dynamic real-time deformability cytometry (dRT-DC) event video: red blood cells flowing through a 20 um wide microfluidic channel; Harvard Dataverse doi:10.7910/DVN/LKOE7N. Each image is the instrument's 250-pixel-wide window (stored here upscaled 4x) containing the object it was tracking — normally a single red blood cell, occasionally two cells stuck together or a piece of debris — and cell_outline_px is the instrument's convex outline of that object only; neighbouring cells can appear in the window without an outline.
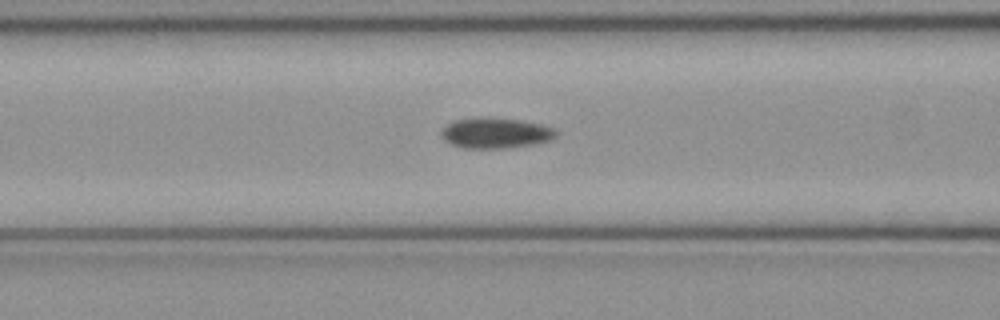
{"species": "common noctule bat (a hibernating species)", "species_latin": "Nyctalus noctula", "temperature_condition": "cold", "stored_images_in_passage": 51, "camera_frame_rate_fps": 3000, "um_per_image_px": 0.085, "animal": {"sex": "female", "body_mass_g": 21.9}, "frame": {"image": 1, "passage_image": 20, "time_ms": 6.333, "image_size_px": [1000, 320], "cell_outline_px": [[556, 136], [552, 140], [536, 144], [504, 148], [464, 148], [448, 144], [440, 136], [440, 132], [448, 124], [456, 120], [520, 120], [540, 124], [556, 128]], "centroid_in_image_um": [42.16, 11.36], "position_along_channel_um": 124.4, "area_um2": 19.77}}
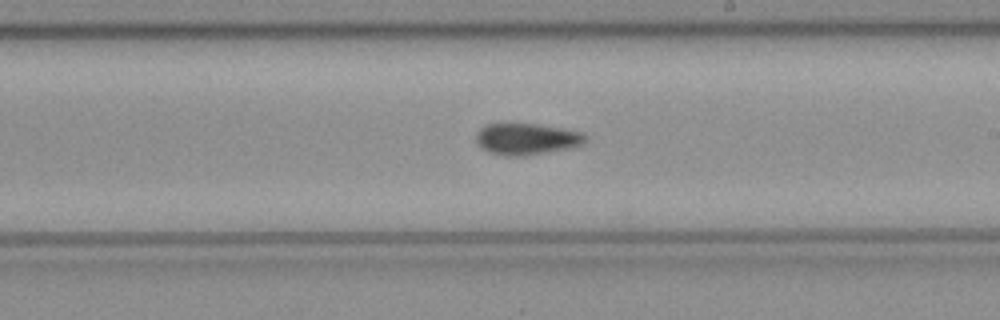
{"frame": {"image": 2, "passage_image": 29, "time_ms": 9.333, "image_size_px": [1000, 320], "cell_outline_px": [[588, 140], [584, 144], [572, 148], [524, 156], [504, 156], [488, 152], [480, 148], [476, 144], [476, 132], [480, 128], [488, 124], [540, 124], [584, 132], [588, 136]], "centroid_in_image_um": [44.8, 11.82], "position_along_channel_um": 244.2, "area_um2": 20.52}}
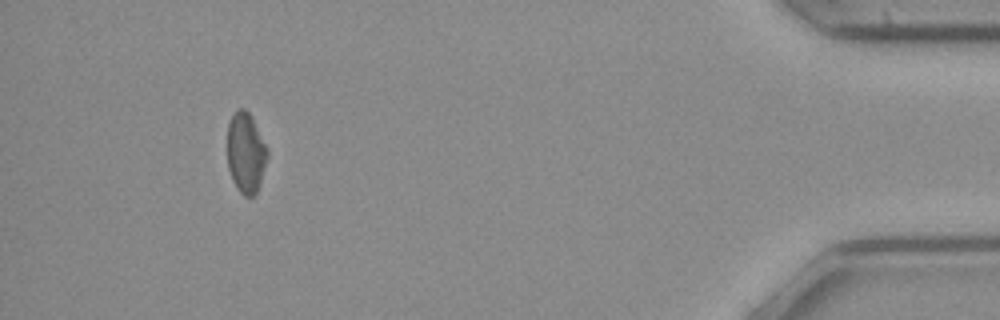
{"frame": {"image": 3, "passage_image": 47, "time_ms": 15.333, "image_size_px": [1000, 320], "cell_outline_px": [[268, 156], [260, 184], [256, 196], [244, 196], [236, 188], [232, 180], [228, 168], [228, 124], [236, 108], [244, 108], [252, 116], [268, 148]], "centroid_in_image_um": [20.91, 12.99], "position_along_channel_um": 414.3, "area_um2": 19.07}}